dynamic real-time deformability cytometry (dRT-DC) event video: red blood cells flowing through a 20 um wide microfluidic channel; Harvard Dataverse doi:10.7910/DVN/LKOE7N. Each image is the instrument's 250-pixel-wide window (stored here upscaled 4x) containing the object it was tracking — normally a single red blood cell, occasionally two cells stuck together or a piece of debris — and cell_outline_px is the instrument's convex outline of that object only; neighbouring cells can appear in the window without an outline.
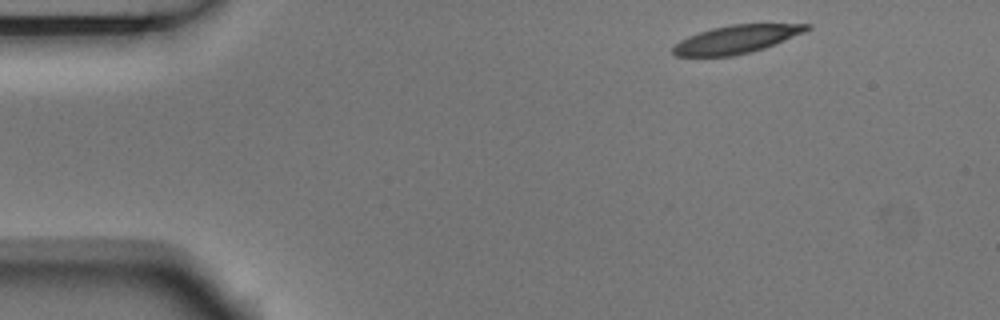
{"species": "Egyptian fruit bat (a non-hibernating species)", "species_latin": "Rousettus aegyptiacus", "temperature_condition": "room temperature", "stored_images_in_passage": 3, "camera_frame_rate_fps": 3000, "um_per_image_px": 0.085, "animal": {"sex": "male"}, "frame": {"image": 1, "passage_image": 1, "time_ms": 0.0, "image_size_px": [1000, 320], "cell_outline_px": [[812, 28], [804, 32], [764, 48], [752, 52], [732, 56], [676, 56], [672, 52], [672, 48], [680, 40], [688, 36], [712, 28], [732, 24], [812, 24]], "centroid_in_image_um": [62.59, 3.34], "position_along_channel_um": 22.4, "area_um2": 21.73}}